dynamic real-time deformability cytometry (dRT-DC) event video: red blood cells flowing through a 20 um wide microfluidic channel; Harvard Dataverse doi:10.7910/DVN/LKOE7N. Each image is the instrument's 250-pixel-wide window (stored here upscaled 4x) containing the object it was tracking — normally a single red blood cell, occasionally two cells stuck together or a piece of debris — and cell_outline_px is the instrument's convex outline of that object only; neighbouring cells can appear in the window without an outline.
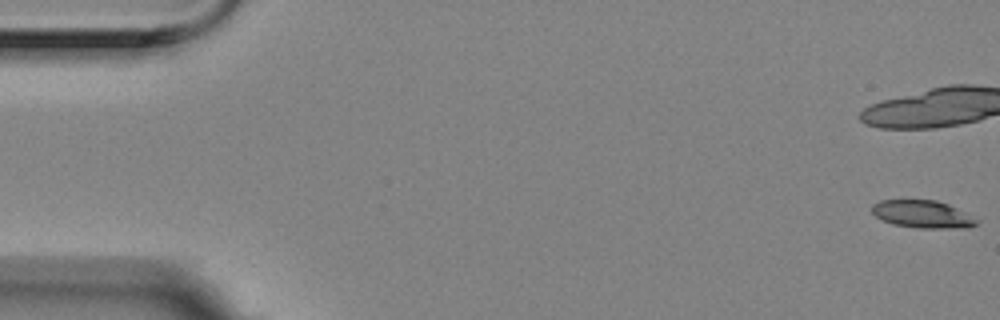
{"species": "Egyptian fruit bat (a non-hibernating species)", "species_latin": "Rousettus aegyptiacus", "temperature_condition": "room temperature", "stored_images_in_passage": 6, "camera_frame_rate_fps": 3000, "um_per_image_px": 0.085, "animal": {"sex": "female"}, "frame": {"image": 1, "passage_image": 1, "time_ms": 0.0, "image_size_px": [1000, 320], "cell_outline_px": [[980, 220], [976, 224], [968, 228], [916, 228], [892, 224], [876, 216], [872, 212], [872, 204], [880, 200], [936, 200], [948, 204]], "centroid_in_image_um": [78.42, 18.21], "position_along_channel_um": 6.6, "area_um2": 16.82}}